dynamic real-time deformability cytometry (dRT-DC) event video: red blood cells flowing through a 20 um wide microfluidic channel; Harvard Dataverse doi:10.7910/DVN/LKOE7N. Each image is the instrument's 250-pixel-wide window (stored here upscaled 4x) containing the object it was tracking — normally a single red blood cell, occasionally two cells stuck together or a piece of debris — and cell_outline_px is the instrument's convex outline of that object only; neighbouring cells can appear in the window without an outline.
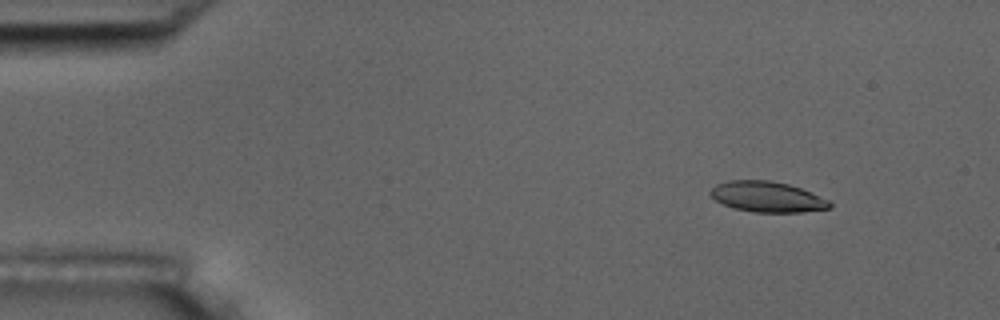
{"species": "common noctule bat (a hibernating species)", "species_latin": "Nyctalus noctula", "temperature_condition": "room temperature", "stored_images_in_passage": 7, "camera_frame_rate_fps": 3000, "um_per_image_px": 0.085, "animal": {"sex": "male", "body_mass_g": 17.5, "forearm_length_mm": 52.3}, "frame": {"image": 1, "passage_image": 1, "time_ms": 0.0, "image_size_px": [1000, 320], "cell_outline_px": [[832, 208], [804, 212], [756, 212], [732, 208], [716, 200], [708, 192], [716, 184], [728, 180], [772, 180], [788, 184], [800, 188], [828, 200], [832, 204]], "centroid_in_image_um": [65.2, 16.73], "position_along_channel_um": 19.8, "area_um2": 21.21}}
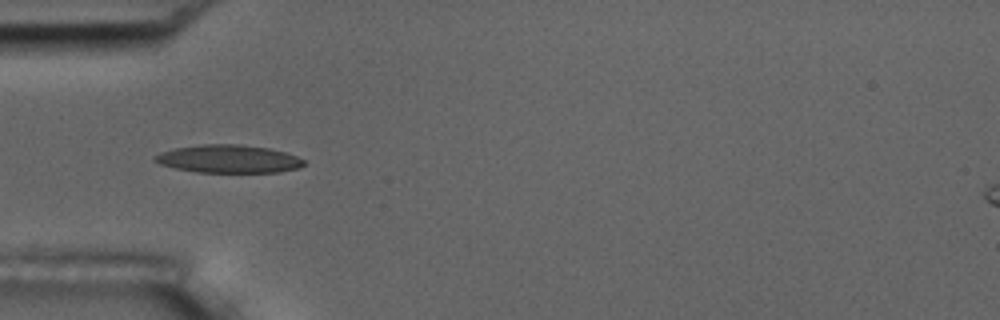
{"frame": {"image": 2, "passage_image": 4, "time_ms": 3.667, "image_size_px": [1000, 320], "cell_outline_px": [[304, 164], [300, 168], [280, 172], [196, 172], [176, 168], [160, 164], [152, 160], [152, 156], [160, 152], [176, 148], [204, 144], [240, 144], [268, 148], [284, 152], [296, 156], [304, 160]], "centroid_in_image_um": [19.41, 13.51], "position_along_channel_um": 65.6, "area_um2": 24.28}}
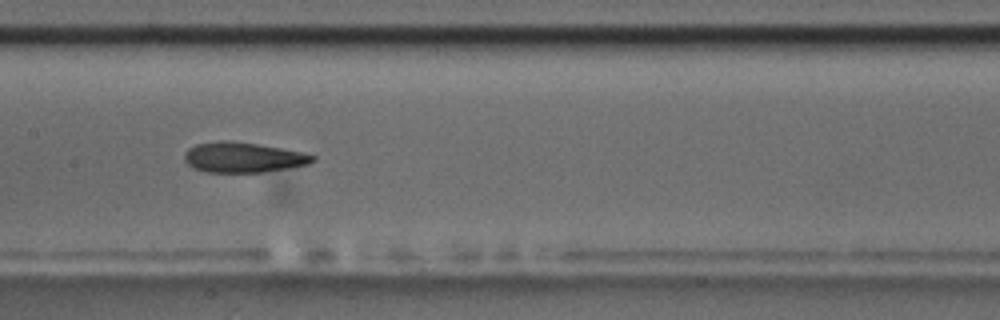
{"frame": {"image": 3, "passage_image": 7, "time_ms": 7.0, "image_size_px": [1000, 320], "cell_outline_px": [[316, 160], [308, 164], [264, 172], [208, 172], [192, 168], [184, 160], [184, 152], [188, 148], [196, 144], [220, 140], [224, 140], [256, 144], [304, 152], [316, 156]], "centroid_in_image_um": [20.64, 13.38], "position_along_channel_um": 186.8, "area_um2": 22.54}}